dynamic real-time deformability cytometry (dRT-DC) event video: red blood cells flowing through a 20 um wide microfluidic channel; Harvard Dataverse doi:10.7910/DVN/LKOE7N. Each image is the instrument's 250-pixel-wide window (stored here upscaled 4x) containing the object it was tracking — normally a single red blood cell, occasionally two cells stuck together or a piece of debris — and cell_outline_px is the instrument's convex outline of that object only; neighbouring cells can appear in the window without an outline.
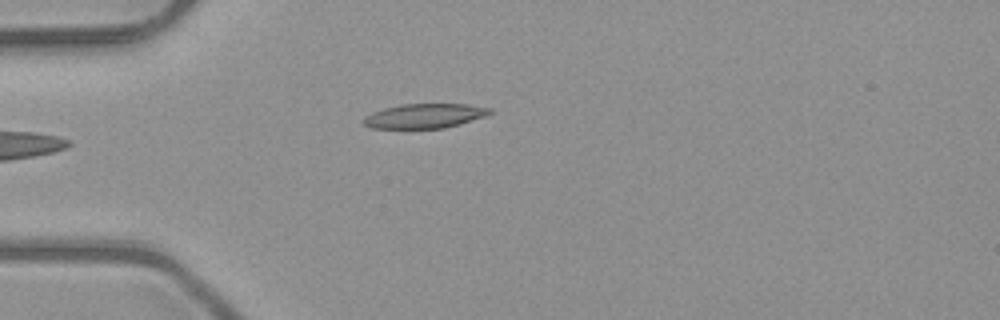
{"species": "common noctule bat (a hibernating species)", "species_latin": "Nyctalus noctula", "temperature_condition": "room temperature", "stored_images_in_passage": 35, "camera_frame_rate_fps": 3000, "um_per_image_px": 0.085, "animal": {"sex": "male", "body_mass_g": 23.1, "forearm_length_mm": 52.7}, "frame": {"image": 1, "passage_image": 1, "time_ms": 0.0, "image_size_px": [1000, 320], "cell_outline_px": [[492, 112], [484, 116], [444, 128], [372, 128], [364, 124], [364, 116], [372, 112], [384, 108], [404, 104], [464, 104], [492, 108]], "centroid_in_image_um": [36.07, 9.85], "position_along_channel_um": 48.9, "area_um2": 17.74}}
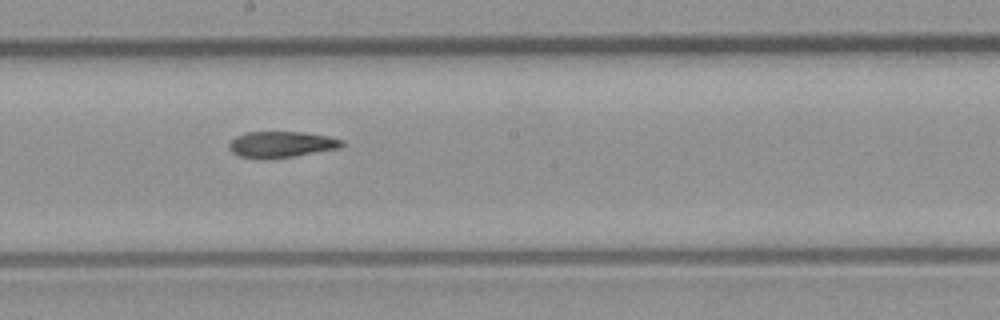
{"frame": {"image": 2, "passage_image": 15, "time_ms": 4.667, "image_size_px": [1000, 320], "cell_outline_px": [[344, 144], [340, 148], [296, 156], [264, 160], [240, 156], [232, 152], [228, 148], [228, 144], [236, 136], [248, 132], [300, 132], [328, 136], [344, 140]], "centroid_in_image_um": [23.91, 12.29], "position_along_channel_um": 224.3, "area_um2": 17.34}}
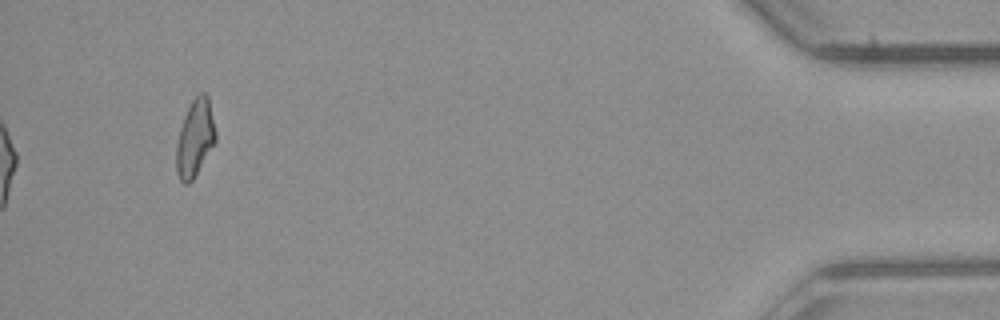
{"frame": {"image": 3, "passage_image": 35, "time_ms": 11.333, "image_size_px": [1000, 320], "cell_outline_px": [[216, 140], [192, 180], [188, 184], [184, 184], [180, 180], [176, 172], [176, 148], [180, 128], [184, 116], [192, 100], [200, 92], [204, 92], [208, 96], [216, 132]], "centroid_in_image_um": [16.57, 11.73], "position_along_channel_um": 418.6, "area_um2": 17.4}}